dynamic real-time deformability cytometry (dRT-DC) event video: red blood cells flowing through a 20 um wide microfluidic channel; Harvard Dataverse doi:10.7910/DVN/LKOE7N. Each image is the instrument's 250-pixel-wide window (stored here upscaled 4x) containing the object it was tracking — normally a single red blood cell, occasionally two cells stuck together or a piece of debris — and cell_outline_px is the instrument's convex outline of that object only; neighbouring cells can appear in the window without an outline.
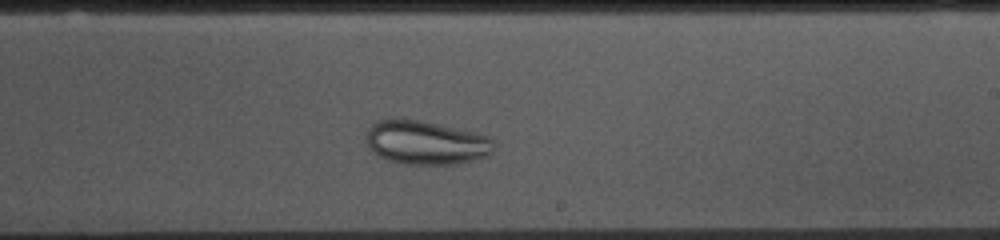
{"species": "common noctule bat (a hibernating species)", "species_latin": "Nyctalus noctula", "temperature_condition": "cold", "stored_images_in_passage": 36, "camera_frame_rate_fps": 3000, "um_per_image_px": 0.085, "animal": {"sex": "female", "body_mass_g": 10.0, "forearm_length_mm": 53.1}, "frame": {"image": 1, "passage_image": 24, "time_ms": 7.667, "image_size_px": [1000, 240], "cell_outline_px": [[492, 152], [488, 156], [456, 164], [404, 164], [388, 160], [380, 156], [368, 144], [368, 128], [376, 120], [400, 116], [420, 120], [476, 132], [492, 136]], "centroid_in_image_um": [36.22, 12.08], "position_along_channel_um": 252.8, "area_um2": 32.77}}
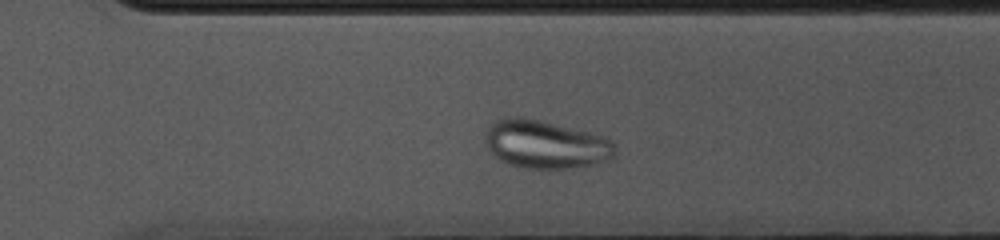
{"frame": {"image": 2, "passage_image": 30, "time_ms": 9.667, "image_size_px": [1000, 240], "cell_outline_px": [[616, 152], [612, 156], [592, 164], [572, 168], [520, 168], [508, 164], [500, 160], [488, 148], [484, 140], [484, 136], [488, 128], [496, 120], [508, 116], [524, 116], [604, 136], [612, 140], [616, 148]], "centroid_in_image_um": [46.33, 12.25], "position_along_channel_um": 324.3, "area_um2": 36.36}}
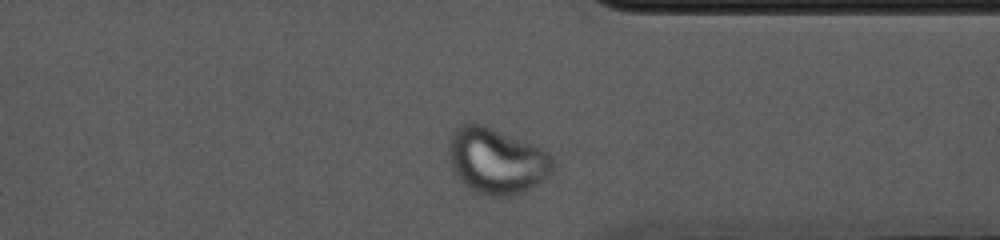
{"frame": {"image": 3, "passage_image": 34, "time_ms": 11.0, "image_size_px": [1000, 240], "cell_outline_px": [[552, 172], [544, 180], [516, 196], [488, 196], [468, 188], [464, 184], [452, 168], [448, 156], [448, 144], [452, 132], [456, 128], [464, 124], [484, 124], [544, 148], [552, 156]], "centroid_in_image_um": [42.22, 13.67], "position_along_channel_um": 369.2, "area_um2": 40.23}}